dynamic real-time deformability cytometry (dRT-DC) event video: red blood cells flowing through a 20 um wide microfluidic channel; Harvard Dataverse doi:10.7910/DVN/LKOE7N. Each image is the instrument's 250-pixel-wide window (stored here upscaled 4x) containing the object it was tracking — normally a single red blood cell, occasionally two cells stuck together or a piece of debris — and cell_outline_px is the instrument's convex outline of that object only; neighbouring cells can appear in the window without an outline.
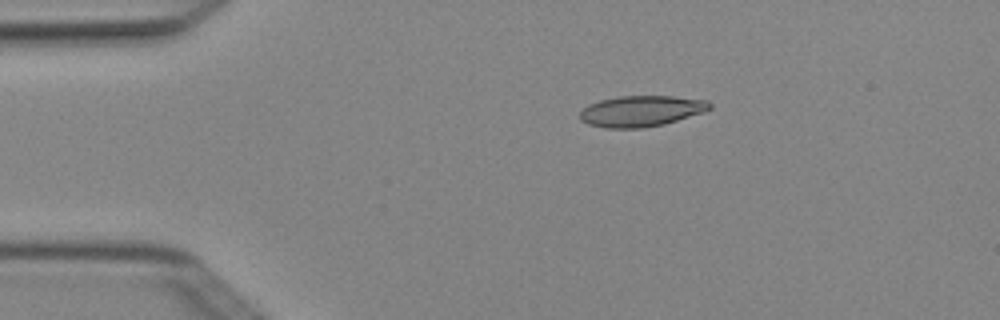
{"species": "Egyptian fruit bat (a non-hibernating species)", "species_latin": "Rousettus aegyptiacus", "temperature_condition": "cold", "stored_images_in_passage": 3, "camera_frame_rate_fps": 3000, "um_per_image_px": 0.085, "animal": {"sex": "female"}, "frame": {"image": 1, "passage_image": 1, "time_ms": 0.0, "image_size_px": [1000, 320], "cell_outline_px": [[712, 108], [704, 112], [664, 124], [640, 128], [604, 128], [588, 124], [580, 120], [580, 112], [588, 104], [600, 100], [620, 96], [672, 96], [708, 100], [712, 104]], "centroid_in_image_um": [54.51, 9.44], "position_along_channel_um": 30.5, "area_um2": 23.47}}
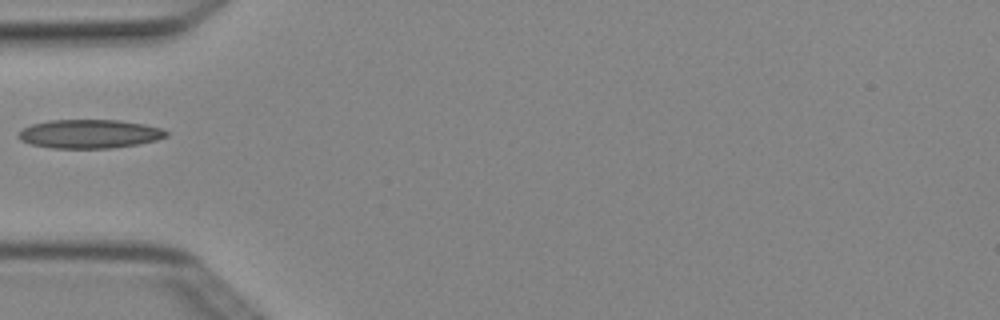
{"frame": {"image": 2, "passage_image": 3, "time_ms": 0.667, "image_size_px": [1000, 320], "cell_outline_px": [[168, 136], [156, 140], [136, 144], [112, 148], [52, 148], [32, 144], [20, 140], [16, 136], [16, 132], [32, 124], [48, 120], [120, 120], [144, 124], [160, 128], [168, 132]], "centroid_in_image_um": [7.57, 11.37], "position_along_channel_um": 77.4, "area_um2": 24.8}}